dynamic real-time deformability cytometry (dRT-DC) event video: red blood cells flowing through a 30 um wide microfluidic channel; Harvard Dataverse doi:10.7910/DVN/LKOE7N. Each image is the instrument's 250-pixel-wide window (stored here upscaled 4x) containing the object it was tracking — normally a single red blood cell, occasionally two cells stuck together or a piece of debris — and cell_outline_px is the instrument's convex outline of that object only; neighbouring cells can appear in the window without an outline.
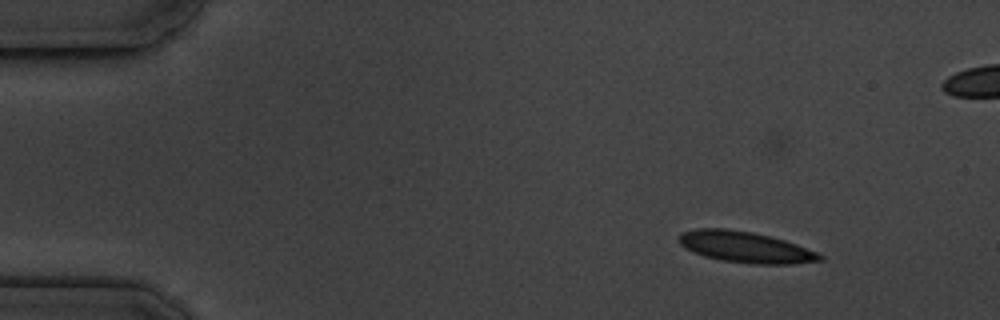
{"species": "common noctule bat (a hibernating species)", "species_latin": "Nyctalus noctula", "temperature_condition": "cold", "stored_images_in_passage": 14, "camera_frame_rate_fps": 3000, "um_per_image_px": 0.085, "animal": {"sex": "male", "body_mass_g": 19.5, "forearm_length_mm": 54.6}, "frame": {"image": 1, "passage_image": 3, "time_ms": 2.0, "image_size_px": [1000, 320], "cell_outline_px": [[824, 260], [792, 264], [752, 264], [720, 260], [704, 256], [692, 252], [680, 244], [680, 232], [696, 228], [728, 228], [752, 232], [772, 236], [796, 244], [816, 252], [824, 256]], "centroid_in_image_um": [63.35, 21.0], "position_along_channel_um": 21.6, "area_um2": 25.66}}
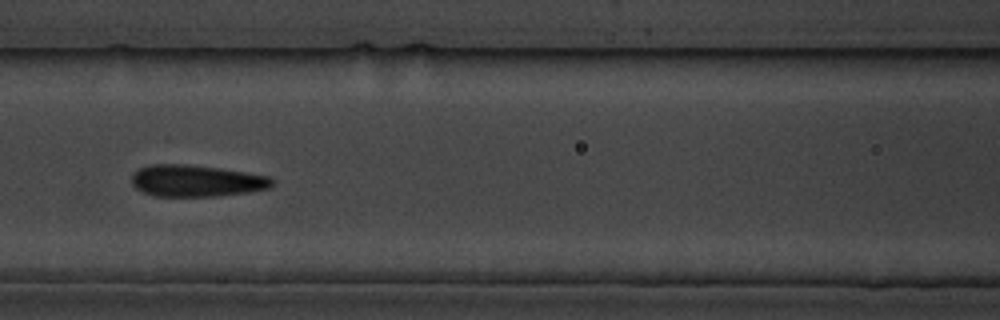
{"frame": {"image": 2, "passage_image": 8, "time_ms": 8.0, "image_size_px": [1000, 320], "cell_outline_px": [[272, 188], [248, 192], [216, 196], [152, 196], [136, 188], [132, 184], [132, 172], [140, 168], [152, 164], [184, 164], [220, 168], [268, 176], [272, 180]], "centroid_in_image_um": [16.66, 15.37], "position_along_channel_um": 149.9, "area_um2": 25.89}, "authors_computed_cell_mechanics": {"area_um2": 25.432, "velocity_mm_per_s": 3.5661, "shape_relaxation_time_tau1_ms": 4.7441, "shape_relaxation_time_tau2_ms": 2.0009, "deformation_change_tau1": 0.1335, "deformation_change_tau2": 0.0749}}